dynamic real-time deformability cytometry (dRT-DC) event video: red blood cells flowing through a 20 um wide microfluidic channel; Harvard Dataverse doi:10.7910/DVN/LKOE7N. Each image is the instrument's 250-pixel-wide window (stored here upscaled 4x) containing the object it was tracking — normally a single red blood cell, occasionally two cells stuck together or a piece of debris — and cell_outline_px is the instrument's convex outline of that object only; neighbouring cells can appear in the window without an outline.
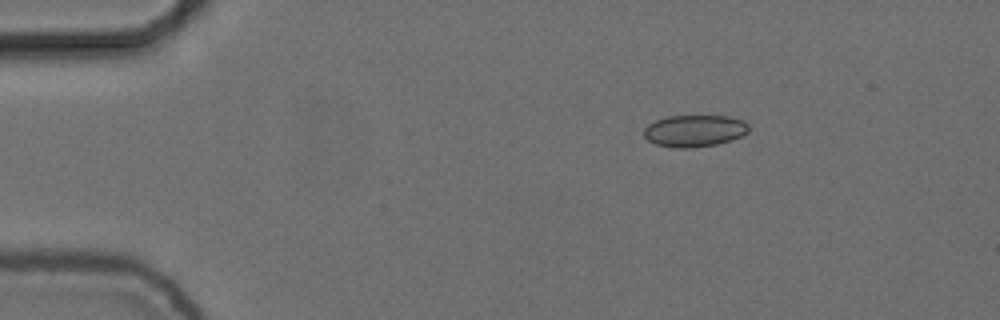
{"species": "common noctule bat (a hibernating species)", "species_latin": "Nyctalus noctula", "temperature_condition": "cold", "stored_images_in_passage": 47, "camera_frame_rate_fps": 3000, "um_per_image_px": 0.085, "animal": {"sex": "female", "body_mass_g": 24.6, "forearm_length_mm": 56.2}, "frame": {"image": 1, "passage_image": 1, "time_ms": 0.0, "image_size_px": [1000, 320], "cell_outline_px": [[748, 132], [744, 136], [732, 140], [716, 144], [692, 148], [676, 148], [656, 144], [648, 140], [644, 136], [644, 128], [648, 124], [656, 120], [668, 116], [728, 116], [744, 120], [748, 124]], "centroid_in_image_um": [59.06, 11.12], "position_along_channel_um": 25.9, "area_um2": 19.59}}
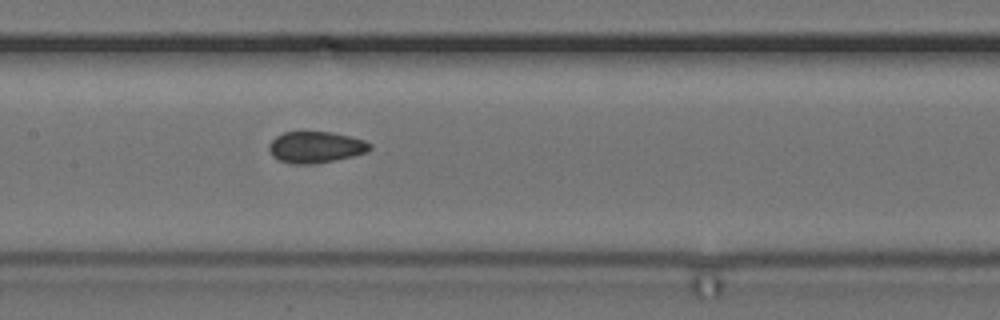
{"frame": {"image": 2, "passage_image": 19, "time_ms": 6.0, "image_size_px": [1000, 320], "cell_outline_px": [[372, 148], [368, 152], [336, 160], [312, 164], [292, 164], [280, 160], [272, 156], [268, 152], [268, 144], [276, 136], [284, 132], [332, 132], [352, 136], [364, 140], [372, 144]], "centroid_in_image_um": [26.84, 12.51], "position_along_channel_um": 180.6, "area_um2": 18.67}}
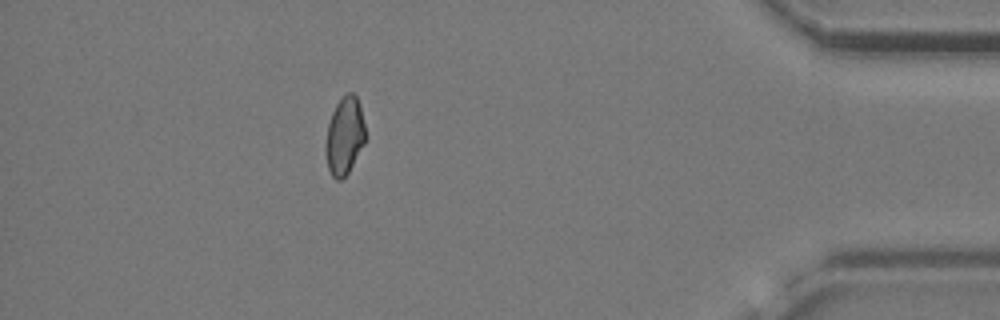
{"frame": {"image": 3, "passage_image": 41, "time_ms": 13.333, "image_size_px": [1000, 320], "cell_outline_px": [[364, 144], [348, 172], [340, 180], [336, 180], [332, 176], [328, 168], [324, 152], [324, 144], [328, 124], [332, 112], [336, 104], [348, 92], [352, 92], [356, 96], [360, 104], [364, 124]], "centroid_in_image_um": [29.26, 11.56], "position_along_channel_um": 405.9, "area_um2": 17.92}, "authors_computed_cell_mechanics": {"area_um2": 18.6116, "velocity_mm_per_s": 3.7313, "shape_relaxation_time_tau1_ms": null, "shape_relaxation_time_tau2_ms": 2.2575, "deformation_change_tau1": null, "deformation_change_tau2": 0.0557}}